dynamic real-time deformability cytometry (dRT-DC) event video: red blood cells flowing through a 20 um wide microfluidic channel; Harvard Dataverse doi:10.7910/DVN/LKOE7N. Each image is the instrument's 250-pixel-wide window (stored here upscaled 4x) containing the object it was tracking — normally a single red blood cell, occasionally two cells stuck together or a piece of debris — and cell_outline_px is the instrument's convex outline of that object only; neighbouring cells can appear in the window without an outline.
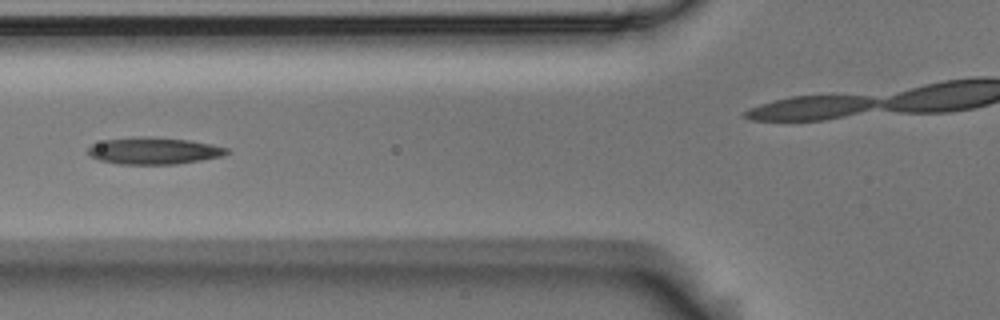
{"species": "Egyptian fruit bat (a non-hibernating species)", "species_latin": "Rousettus aegyptiacus", "temperature_condition": "room temperature", "stored_images_in_passage": 4, "segment_of_instrument_passage": [1, 2], "camera_frame_rate_fps": 3000, "um_per_image_px": 0.085, "animal": {"sex": "male"}, "frame": {"image": 1, "passage_image": 3, "time_ms": 0.667, "image_size_px": [1000, 320], "cell_outline_px": [[228, 152], [224, 156], [176, 164], [116, 164], [100, 160], [92, 156], [88, 152], [88, 148], [92, 144], [104, 140], [140, 136], [148, 136], [188, 140], [212, 144], [228, 148]], "centroid_in_image_um": [13.08, 12.81], "position_along_channel_um": 112.7, "area_um2": 21.68}}